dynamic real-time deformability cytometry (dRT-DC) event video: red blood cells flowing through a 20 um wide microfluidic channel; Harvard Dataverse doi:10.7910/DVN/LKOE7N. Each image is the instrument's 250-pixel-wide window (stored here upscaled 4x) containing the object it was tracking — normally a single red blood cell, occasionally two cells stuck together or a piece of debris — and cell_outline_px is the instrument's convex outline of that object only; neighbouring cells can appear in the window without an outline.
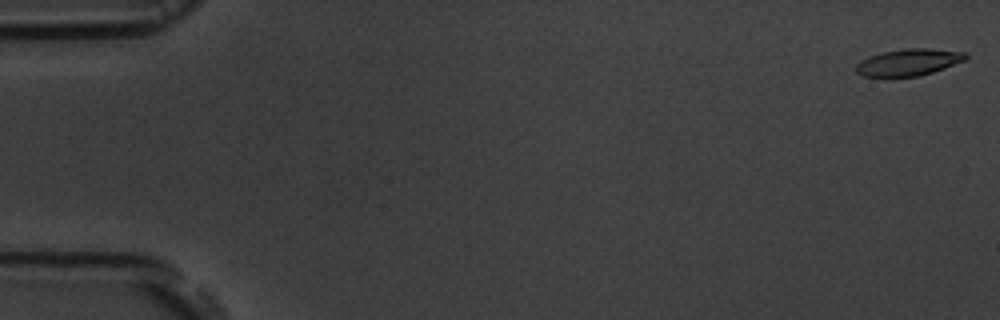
{"species": "common noctule bat (a hibernating species)", "species_latin": "Nyctalus noctula", "temperature_condition": "room temperature", "stored_images_in_passage": 4, "camera_frame_rate_fps": 3000, "um_per_image_px": 0.085, "animal": {"sex": "male", "body_mass_g": 19.5, "forearm_length_mm": 54.6}, "frame": {"image": 1, "passage_image": 1, "time_ms": 0.0, "image_size_px": [1000, 320], "cell_outline_px": [[968, 56], [964, 60], [944, 68], [932, 72], [916, 76], [888, 80], [884, 80], [864, 76], [856, 72], [856, 64], [860, 60], [868, 56], [880, 52], [904, 48], [928, 48], [968, 52]], "centroid_in_image_um": [77.14, 5.33], "position_along_channel_um": 7.9, "area_um2": 17.92}}
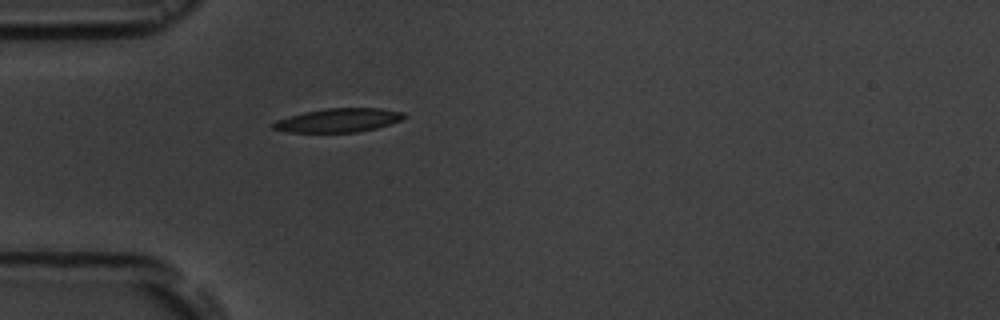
{"frame": {"image": 2, "passage_image": 4, "time_ms": 5.333, "image_size_px": [1000, 320], "cell_outline_px": [[408, 116], [400, 120], [376, 128], [360, 132], [288, 132], [272, 128], [272, 124], [276, 120], [288, 116], [304, 112], [328, 108], [380, 108], [404, 112]], "centroid_in_image_um": [28.78, 10.22], "position_along_channel_um": 56.2, "area_um2": 18.09}}